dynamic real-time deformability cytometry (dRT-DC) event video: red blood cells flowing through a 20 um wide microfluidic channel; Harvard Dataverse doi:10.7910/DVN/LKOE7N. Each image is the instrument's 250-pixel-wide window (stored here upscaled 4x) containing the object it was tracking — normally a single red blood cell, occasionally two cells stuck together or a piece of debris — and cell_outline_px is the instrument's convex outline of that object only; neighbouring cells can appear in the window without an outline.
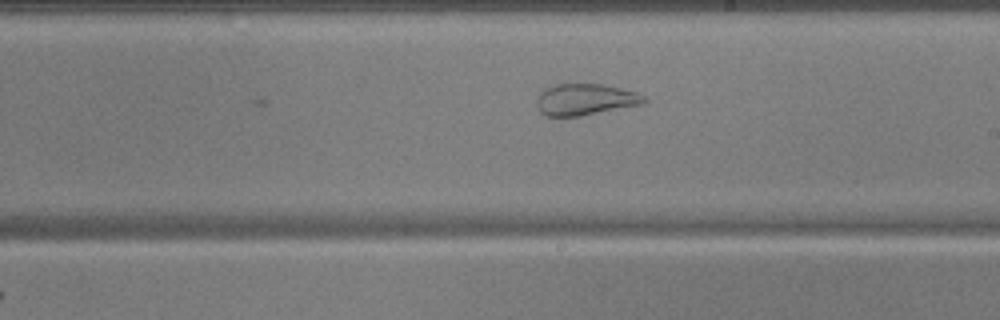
{"species": "common noctule bat (a hibernating species)", "species_latin": "Nyctalus noctula", "temperature_condition": "warm", "stored_images_in_passage": 16, "camera_frame_rate_fps": 3000, "um_per_image_px": 0.085, "animal": {"sex": "male", "body_mass_g": 17.9, "forearm_length_mm": 54.2}, "frame": {"image": 1, "passage_image": 16, "time_ms": 5.0, "image_size_px": [1000, 320], "cell_outline_px": [[648, 100], [640, 104], [580, 116], [548, 116], [540, 112], [536, 104], [536, 100], [540, 92], [544, 88], [556, 84], [604, 84], [636, 92], [644, 96]], "centroid_in_image_um": [49.7, 8.45], "position_along_channel_um": 239.3, "area_um2": 19.54}}